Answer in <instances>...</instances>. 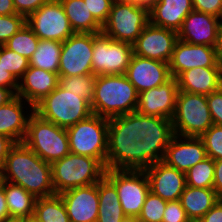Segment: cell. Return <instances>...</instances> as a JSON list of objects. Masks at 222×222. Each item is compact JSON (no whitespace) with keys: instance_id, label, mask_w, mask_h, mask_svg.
I'll use <instances>...</instances> for the list:
<instances>
[{"instance_id":"9a60e30c","label":"cell","mask_w":222,"mask_h":222,"mask_svg":"<svg viewBox=\"0 0 222 222\" xmlns=\"http://www.w3.org/2000/svg\"><path fill=\"white\" fill-rule=\"evenodd\" d=\"M177 41L176 31L149 23L132 44L133 54L168 63Z\"/></svg>"},{"instance_id":"836d02e7","label":"cell","mask_w":222,"mask_h":222,"mask_svg":"<svg viewBox=\"0 0 222 222\" xmlns=\"http://www.w3.org/2000/svg\"><path fill=\"white\" fill-rule=\"evenodd\" d=\"M96 78L97 75L94 74L59 77V85L68 92L86 99L91 104Z\"/></svg>"},{"instance_id":"ab89813d","label":"cell","mask_w":222,"mask_h":222,"mask_svg":"<svg viewBox=\"0 0 222 222\" xmlns=\"http://www.w3.org/2000/svg\"><path fill=\"white\" fill-rule=\"evenodd\" d=\"M114 0H84L94 18L103 25L109 16Z\"/></svg>"},{"instance_id":"8d00e7d4","label":"cell","mask_w":222,"mask_h":222,"mask_svg":"<svg viewBox=\"0 0 222 222\" xmlns=\"http://www.w3.org/2000/svg\"><path fill=\"white\" fill-rule=\"evenodd\" d=\"M0 60H2L6 71L10 72L17 80L30 67V61L27 58L9 50L4 45H0Z\"/></svg>"},{"instance_id":"4fadbf2b","label":"cell","mask_w":222,"mask_h":222,"mask_svg":"<svg viewBox=\"0 0 222 222\" xmlns=\"http://www.w3.org/2000/svg\"><path fill=\"white\" fill-rule=\"evenodd\" d=\"M27 25L40 40L64 42L74 34L59 0H49L26 18Z\"/></svg>"},{"instance_id":"ba28073f","label":"cell","mask_w":222,"mask_h":222,"mask_svg":"<svg viewBox=\"0 0 222 222\" xmlns=\"http://www.w3.org/2000/svg\"><path fill=\"white\" fill-rule=\"evenodd\" d=\"M171 122L175 135L201 137L213 125L206 95L179 91Z\"/></svg>"},{"instance_id":"9f6ffc18","label":"cell","mask_w":222,"mask_h":222,"mask_svg":"<svg viewBox=\"0 0 222 222\" xmlns=\"http://www.w3.org/2000/svg\"><path fill=\"white\" fill-rule=\"evenodd\" d=\"M135 1L140 4L150 6L153 2L158 1V0H135Z\"/></svg>"},{"instance_id":"7a4b0ae2","label":"cell","mask_w":222,"mask_h":222,"mask_svg":"<svg viewBox=\"0 0 222 222\" xmlns=\"http://www.w3.org/2000/svg\"><path fill=\"white\" fill-rule=\"evenodd\" d=\"M106 169L144 170L142 141H135L133 112L108 119Z\"/></svg>"},{"instance_id":"d590c367","label":"cell","mask_w":222,"mask_h":222,"mask_svg":"<svg viewBox=\"0 0 222 222\" xmlns=\"http://www.w3.org/2000/svg\"><path fill=\"white\" fill-rule=\"evenodd\" d=\"M166 206L167 201L150 191L146 196L138 220L140 222H162Z\"/></svg>"},{"instance_id":"f1b7e54d","label":"cell","mask_w":222,"mask_h":222,"mask_svg":"<svg viewBox=\"0 0 222 222\" xmlns=\"http://www.w3.org/2000/svg\"><path fill=\"white\" fill-rule=\"evenodd\" d=\"M74 33H101L102 25L94 18L84 0H59Z\"/></svg>"},{"instance_id":"cb8c5ba5","label":"cell","mask_w":222,"mask_h":222,"mask_svg":"<svg viewBox=\"0 0 222 222\" xmlns=\"http://www.w3.org/2000/svg\"><path fill=\"white\" fill-rule=\"evenodd\" d=\"M58 85V73L30 66L18 80L16 95L34 107Z\"/></svg>"},{"instance_id":"f5cc1de1","label":"cell","mask_w":222,"mask_h":222,"mask_svg":"<svg viewBox=\"0 0 222 222\" xmlns=\"http://www.w3.org/2000/svg\"><path fill=\"white\" fill-rule=\"evenodd\" d=\"M16 94L9 88L0 87V106L12 100Z\"/></svg>"},{"instance_id":"681fc988","label":"cell","mask_w":222,"mask_h":222,"mask_svg":"<svg viewBox=\"0 0 222 222\" xmlns=\"http://www.w3.org/2000/svg\"><path fill=\"white\" fill-rule=\"evenodd\" d=\"M0 222H13L9 216L4 189L0 190Z\"/></svg>"},{"instance_id":"8992f818","label":"cell","mask_w":222,"mask_h":222,"mask_svg":"<svg viewBox=\"0 0 222 222\" xmlns=\"http://www.w3.org/2000/svg\"><path fill=\"white\" fill-rule=\"evenodd\" d=\"M149 23V6L135 0H114L102 33L113 40L133 44Z\"/></svg>"},{"instance_id":"7bdbcfd3","label":"cell","mask_w":222,"mask_h":222,"mask_svg":"<svg viewBox=\"0 0 222 222\" xmlns=\"http://www.w3.org/2000/svg\"><path fill=\"white\" fill-rule=\"evenodd\" d=\"M193 9L220 17L222 13V0H192Z\"/></svg>"},{"instance_id":"d6a6232c","label":"cell","mask_w":222,"mask_h":222,"mask_svg":"<svg viewBox=\"0 0 222 222\" xmlns=\"http://www.w3.org/2000/svg\"><path fill=\"white\" fill-rule=\"evenodd\" d=\"M39 40L40 39L26 23L4 44V46L30 60L33 53L37 50Z\"/></svg>"},{"instance_id":"f546056e","label":"cell","mask_w":222,"mask_h":222,"mask_svg":"<svg viewBox=\"0 0 222 222\" xmlns=\"http://www.w3.org/2000/svg\"><path fill=\"white\" fill-rule=\"evenodd\" d=\"M3 189L6 195L9 216L13 222L34 214L35 201L37 198L30 192L8 181H5Z\"/></svg>"},{"instance_id":"f35d334b","label":"cell","mask_w":222,"mask_h":222,"mask_svg":"<svg viewBox=\"0 0 222 222\" xmlns=\"http://www.w3.org/2000/svg\"><path fill=\"white\" fill-rule=\"evenodd\" d=\"M25 24L26 18L22 15H0V45H4Z\"/></svg>"},{"instance_id":"60d3db41","label":"cell","mask_w":222,"mask_h":222,"mask_svg":"<svg viewBox=\"0 0 222 222\" xmlns=\"http://www.w3.org/2000/svg\"><path fill=\"white\" fill-rule=\"evenodd\" d=\"M162 222H191L179 200L167 202Z\"/></svg>"},{"instance_id":"6f0895ef","label":"cell","mask_w":222,"mask_h":222,"mask_svg":"<svg viewBox=\"0 0 222 222\" xmlns=\"http://www.w3.org/2000/svg\"><path fill=\"white\" fill-rule=\"evenodd\" d=\"M121 222H140V221L138 220V218L135 217H126Z\"/></svg>"},{"instance_id":"f6af8a7d","label":"cell","mask_w":222,"mask_h":222,"mask_svg":"<svg viewBox=\"0 0 222 222\" xmlns=\"http://www.w3.org/2000/svg\"><path fill=\"white\" fill-rule=\"evenodd\" d=\"M0 87L11 89L15 94L18 89V80L3 66L0 60Z\"/></svg>"},{"instance_id":"d6986e66","label":"cell","mask_w":222,"mask_h":222,"mask_svg":"<svg viewBox=\"0 0 222 222\" xmlns=\"http://www.w3.org/2000/svg\"><path fill=\"white\" fill-rule=\"evenodd\" d=\"M144 171L153 194L160 196L167 202L180 199L186 186L184 172L167 165L162 160L147 167Z\"/></svg>"},{"instance_id":"b9f144b4","label":"cell","mask_w":222,"mask_h":222,"mask_svg":"<svg viewBox=\"0 0 222 222\" xmlns=\"http://www.w3.org/2000/svg\"><path fill=\"white\" fill-rule=\"evenodd\" d=\"M206 97L213 124L222 126V87Z\"/></svg>"},{"instance_id":"ffe728a7","label":"cell","mask_w":222,"mask_h":222,"mask_svg":"<svg viewBox=\"0 0 222 222\" xmlns=\"http://www.w3.org/2000/svg\"><path fill=\"white\" fill-rule=\"evenodd\" d=\"M59 195L65 204L70 222H97L98 183L73 188Z\"/></svg>"},{"instance_id":"7402d4cb","label":"cell","mask_w":222,"mask_h":222,"mask_svg":"<svg viewBox=\"0 0 222 222\" xmlns=\"http://www.w3.org/2000/svg\"><path fill=\"white\" fill-rule=\"evenodd\" d=\"M219 29L218 17L193 10L183 20L182 27L177 32L178 40L214 47Z\"/></svg>"},{"instance_id":"816d5d0a","label":"cell","mask_w":222,"mask_h":222,"mask_svg":"<svg viewBox=\"0 0 222 222\" xmlns=\"http://www.w3.org/2000/svg\"><path fill=\"white\" fill-rule=\"evenodd\" d=\"M17 14L13 0H0V15Z\"/></svg>"},{"instance_id":"680465c9","label":"cell","mask_w":222,"mask_h":222,"mask_svg":"<svg viewBox=\"0 0 222 222\" xmlns=\"http://www.w3.org/2000/svg\"><path fill=\"white\" fill-rule=\"evenodd\" d=\"M219 24H220V29L222 30V13H221V15L219 17Z\"/></svg>"},{"instance_id":"3957f363","label":"cell","mask_w":222,"mask_h":222,"mask_svg":"<svg viewBox=\"0 0 222 222\" xmlns=\"http://www.w3.org/2000/svg\"><path fill=\"white\" fill-rule=\"evenodd\" d=\"M138 93L123 75H98L91 109L93 114L110 119L135 112Z\"/></svg>"},{"instance_id":"74e56055","label":"cell","mask_w":222,"mask_h":222,"mask_svg":"<svg viewBox=\"0 0 222 222\" xmlns=\"http://www.w3.org/2000/svg\"><path fill=\"white\" fill-rule=\"evenodd\" d=\"M207 157L213 160L222 159V126L212 125L201 137Z\"/></svg>"},{"instance_id":"4dcf8cb0","label":"cell","mask_w":222,"mask_h":222,"mask_svg":"<svg viewBox=\"0 0 222 222\" xmlns=\"http://www.w3.org/2000/svg\"><path fill=\"white\" fill-rule=\"evenodd\" d=\"M62 42L55 40H39L37 50L33 53L30 66L58 73Z\"/></svg>"},{"instance_id":"5bb4252c","label":"cell","mask_w":222,"mask_h":222,"mask_svg":"<svg viewBox=\"0 0 222 222\" xmlns=\"http://www.w3.org/2000/svg\"><path fill=\"white\" fill-rule=\"evenodd\" d=\"M93 33H74L62 42L59 77L93 74Z\"/></svg>"},{"instance_id":"603a6c76","label":"cell","mask_w":222,"mask_h":222,"mask_svg":"<svg viewBox=\"0 0 222 222\" xmlns=\"http://www.w3.org/2000/svg\"><path fill=\"white\" fill-rule=\"evenodd\" d=\"M33 111L34 107L17 95L0 106V134L10 138L14 143L23 142Z\"/></svg>"},{"instance_id":"484cf974","label":"cell","mask_w":222,"mask_h":222,"mask_svg":"<svg viewBox=\"0 0 222 222\" xmlns=\"http://www.w3.org/2000/svg\"><path fill=\"white\" fill-rule=\"evenodd\" d=\"M179 91L209 95L222 87L220 68L197 67L182 72L177 78Z\"/></svg>"},{"instance_id":"d4e9b609","label":"cell","mask_w":222,"mask_h":222,"mask_svg":"<svg viewBox=\"0 0 222 222\" xmlns=\"http://www.w3.org/2000/svg\"><path fill=\"white\" fill-rule=\"evenodd\" d=\"M193 10L192 0H158L149 6L150 23L178 32Z\"/></svg>"},{"instance_id":"2e32d148","label":"cell","mask_w":222,"mask_h":222,"mask_svg":"<svg viewBox=\"0 0 222 222\" xmlns=\"http://www.w3.org/2000/svg\"><path fill=\"white\" fill-rule=\"evenodd\" d=\"M177 79L172 77L166 83L138 94L136 111L142 115L172 119L178 95Z\"/></svg>"},{"instance_id":"6da1fadb","label":"cell","mask_w":222,"mask_h":222,"mask_svg":"<svg viewBox=\"0 0 222 222\" xmlns=\"http://www.w3.org/2000/svg\"><path fill=\"white\" fill-rule=\"evenodd\" d=\"M2 168L5 181L23 187L35 198L55 195L51 164L23 142L15 143L10 148Z\"/></svg>"},{"instance_id":"e0dca14e","label":"cell","mask_w":222,"mask_h":222,"mask_svg":"<svg viewBox=\"0 0 222 222\" xmlns=\"http://www.w3.org/2000/svg\"><path fill=\"white\" fill-rule=\"evenodd\" d=\"M125 75L138 94L158 87L172 78L168 63L142 58L135 54L130 60Z\"/></svg>"},{"instance_id":"83f0119b","label":"cell","mask_w":222,"mask_h":222,"mask_svg":"<svg viewBox=\"0 0 222 222\" xmlns=\"http://www.w3.org/2000/svg\"><path fill=\"white\" fill-rule=\"evenodd\" d=\"M99 208L97 222H121L123 212L115 186L104 176L98 182Z\"/></svg>"},{"instance_id":"7c38bea8","label":"cell","mask_w":222,"mask_h":222,"mask_svg":"<svg viewBox=\"0 0 222 222\" xmlns=\"http://www.w3.org/2000/svg\"><path fill=\"white\" fill-rule=\"evenodd\" d=\"M133 56L132 44L93 33L92 69L94 75H123Z\"/></svg>"},{"instance_id":"ac0fdd59","label":"cell","mask_w":222,"mask_h":222,"mask_svg":"<svg viewBox=\"0 0 222 222\" xmlns=\"http://www.w3.org/2000/svg\"><path fill=\"white\" fill-rule=\"evenodd\" d=\"M168 64L174 78L186 70L197 67L219 68L214 47L190 44L181 40L176 42Z\"/></svg>"},{"instance_id":"f907efd6","label":"cell","mask_w":222,"mask_h":222,"mask_svg":"<svg viewBox=\"0 0 222 222\" xmlns=\"http://www.w3.org/2000/svg\"><path fill=\"white\" fill-rule=\"evenodd\" d=\"M214 51L216 54L217 65L221 69L222 72V30L219 29L217 40L214 45Z\"/></svg>"},{"instance_id":"e575fe53","label":"cell","mask_w":222,"mask_h":222,"mask_svg":"<svg viewBox=\"0 0 222 222\" xmlns=\"http://www.w3.org/2000/svg\"><path fill=\"white\" fill-rule=\"evenodd\" d=\"M214 160L206 157L185 172L186 185L196 188H213Z\"/></svg>"},{"instance_id":"52a82bcc","label":"cell","mask_w":222,"mask_h":222,"mask_svg":"<svg viewBox=\"0 0 222 222\" xmlns=\"http://www.w3.org/2000/svg\"><path fill=\"white\" fill-rule=\"evenodd\" d=\"M34 112L57 126L68 128L90 117L91 104L84 98L57 86L34 106Z\"/></svg>"},{"instance_id":"8fae6325","label":"cell","mask_w":222,"mask_h":222,"mask_svg":"<svg viewBox=\"0 0 222 222\" xmlns=\"http://www.w3.org/2000/svg\"><path fill=\"white\" fill-rule=\"evenodd\" d=\"M105 177L115 186L125 215L138 218L146 196L150 192L145 171L106 169Z\"/></svg>"},{"instance_id":"bcb514c9","label":"cell","mask_w":222,"mask_h":222,"mask_svg":"<svg viewBox=\"0 0 222 222\" xmlns=\"http://www.w3.org/2000/svg\"><path fill=\"white\" fill-rule=\"evenodd\" d=\"M198 222H222V199H219Z\"/></svg>"},{"instance_id":"277c9868","label":"cell","mask_w":222,"mask_h":222,"mask_svg":"<svg viewBox=\"0 0 222 222\" xmlns=\"http://www.w3.org/2000/svg\"><path fill=\"white\" fill-rule=\"evenodd\" d=\"M55 194L98 183L106 167L93 157L69 153L51 164Z\"/></svg>"},{"instance_id":"30bf717a","label":"cell","mask_w":222,"mask_h":222,"mask_svg":"<svg viewBox=\"0 0 222 222\" xmlns=\"http://www.w3.org/2000/svg\"><path fill=\"white\" fill-rule=\"evenodd\" d=\"M133 131L135 141H142L144 169L163 160L166 148L174 135L170 119L142 115L135 111Z\"/></svg>"},{"instance_id":"5b68a950","label":"cell","mask_w":222,"mask_h":222,"mask_svg":"<svg viewBox=\"0 0 222 222\" xmlns=\"http://www.w3.org/2000/svg\"><path fill=\"white\" fill-rule=\"evenodd\" d=\"M23 143L50 164L70 153L66 128L43 119L34 111L29 117Z\"/></svg>"},{"instance_id":"c3c4849f","label":"cell","mask_w":222,"mask_h":222,"mask_svg":"<svg viewBox=\"0 0 222 222\" xmlns=\"http://www.w3.org/2000/svg\"><path fill=\"white\" fill-rule=\"evenodd\" d=\"M14 144L10 138L0 134V167L4 166L8 152Z\"/></svg>"},{"instance_id":"ee69618b","label":"cell","mask_w":222,"mask_h":222,"mask_svg":"<svg viewBox=\"0 0 222 222\" xmlns=\"http://www.w3.org/2000/svg\"><path fill=\"white\" fill-rule=\"evenodd\" d=\"M48 1L49 0H13L16 13L25 18Z\"/></svg>"},{"instance_id":"1f68e13d","label":"cell","mask_w":222,"mask_h":222,"mask_svg":"<svg viewBox=\"0 0 222 222\" xmlns=\"http://www.w3.org/2000/svg\"><path fill=\"white\" fill-rule=\"evenodd\" d=\"M33 215L40 222H70L65 204L59 194L37 198Z\"/></svg>"},{"instance_id":"9c48e42d","label":"cell","mask_w":222,"mask_h":222,"mask_svg":"<svg viewBox=\"0 0 222 222\" xmlns=\"http://www.w3.org/2000/svg\"><path fill=\"white\" fill-rule=\"evenodd\" d=\"M71 153L98 159L106 167L108 119L92 114L66 128Z\"/></svg>"},{"instance_id":"7dc6e473","label":"cell","mask_w":222,"mask_h":222,"mask_svg":"<svg viewBox=\"0 0 222 222\" xmlns=\"http://www.w3.org/2000/svg\"><path fill=\"white\" fill-rule=\"evenodd\" d=\"M215 170H214V181L213 189L220 199H222V159L214 160Z\"/></svg>"},{"instance_id":"11a10c76","label":"cell","mask_w":222,"mask_h":222,"mask_svg":"<svg viewBox=\"0 0 222 222\" xmlns=\"http://www.w3.org/2000/svg\"><path fill=\"white\" fill-rule=\"evenodd\" d=\"M4 183H5V176L3 173V168L0 167V190L3 189Z\"/></svg>"},{"instance_id":"44dd1931","label":"cell","mask_w":222,"mask_h":222,"mask_svg":"<svg viewBox=\"0 0 222 222\" xmlns=\"http://www.w3.org/2000/svg\"><path fill=\"white\" fill-rule=\"evenodd\" d=\"M206 157L205 145L200 137H183L174 134L162 161L185 173Z\"/></svg>"},{"instance_id":"db71d44e","label":"cell","mask_w":222,"mask_h":222,"mask_svg":"<svg viewBox=\"0 0 222 222\" xmlns=\"http://www.w3.org/2000/svg\"><path fill=\"white\" fill-rule=\"evenodd\" d=\"M15 222H40L34 215L16 220Z\"/></svg>"},{"instance_id":"4316f807","label":"cell","mask_w":222,"mask_h":222,"mask_svg":"<svg viewBox=\"0 0 222 222\" xmlns=\"http://www.w3.org/2000/svg\"><path fill=\"white\" fill-rule=\"evenodd\" d=\"M219 199L213 188H196L186 185L179 201L191 222H198Z\"/></svg>"}]
</instances>
